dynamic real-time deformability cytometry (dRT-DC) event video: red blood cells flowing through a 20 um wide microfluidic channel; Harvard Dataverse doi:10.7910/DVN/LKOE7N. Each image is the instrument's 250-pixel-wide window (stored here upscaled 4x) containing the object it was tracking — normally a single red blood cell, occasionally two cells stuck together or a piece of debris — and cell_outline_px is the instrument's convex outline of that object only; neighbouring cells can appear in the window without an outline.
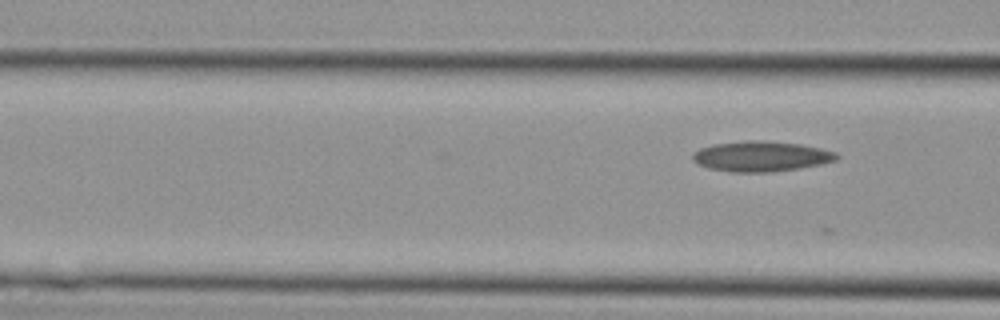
{"species": "Egyptian fruit bat (a non-hibernating species)", "species_latin": "Rousettus aegyptiacus", "temperature_condition": "cold", "stored_images_in_passage": 4, "segment_of_instrument_passage": [2, 2], "camera_frame_rate_fps": 3000, "um_per_image_px": 0.085, "animal": {"sex": "female"}, "frame": {"image": 1, "passage_image": 4, "time_ms": 1.0, "image_size_px": [1000, 320], "cell_outline_px": [[840, 156], [836, 160], [820, 164], [800, 168], [772, 172], [728, 172], [708, 168], [696, 164], [692, 160], [692, 152], [700, 148], [712, 144], [748, 140], [764, 140], [800, 144], [820, 148], [836, 152]], "centroid_in_image_um": [64.65, 13.29], "position_along_channel_um": 102.0, "area_um2": 25.72}}